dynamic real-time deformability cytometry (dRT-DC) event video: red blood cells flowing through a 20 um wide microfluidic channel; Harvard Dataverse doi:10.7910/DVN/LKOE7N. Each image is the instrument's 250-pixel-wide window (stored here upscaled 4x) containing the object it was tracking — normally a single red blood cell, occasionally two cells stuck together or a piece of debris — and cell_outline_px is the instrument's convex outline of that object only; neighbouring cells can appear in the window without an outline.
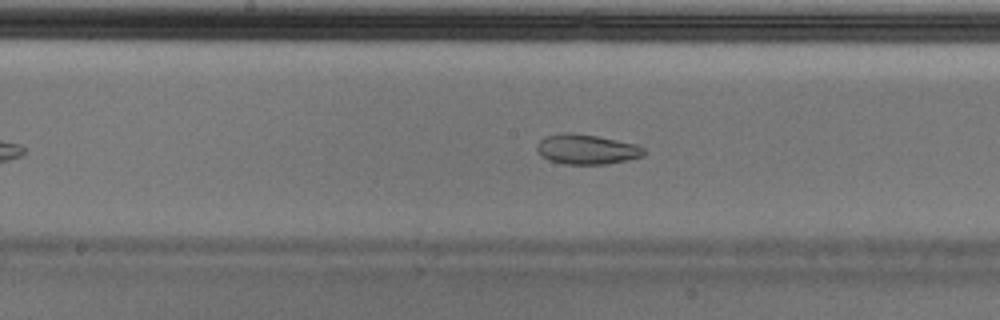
{"species": "Egyptian fruit bat (a non-hibernating species)", "species_latin": "Rousettus aegyptiacus", "temperature_condition": "cold", "stored_images_in_passage": 49, "camera_frame_rate_fps": 3000, "um_per_image_px": 0.085, "animal": {"sex": "male"}, "frame": {"image": 1, "passage_image": 22, "time_ms": 7.0, "image_size_px": [1000, 320], "cell_outline_px": [[644, 156], [628, 160], [608, 164], [564, 164], [548, 160], [540, 156], [536, 148], [536, 144], [544, 136], [564, 132], [568, 132], [596, 136], [636, 144], [644, 148]], "centroid_in_image_um": [49.83, 12.69], "position_along_channel_um": 198.4, "area_um2": 18.79}, "authors_computed_cell_mechanics": {"area_um2": 21.8484, "velocity_mm_per_s": 3.6725, "shape_relaxation_time_tau1_ms": null, "shape_relaxation_time_tau2_ms": 1.6657, "deformation_change_tau1": null, "deformation_change_tau2": 0.0569}}